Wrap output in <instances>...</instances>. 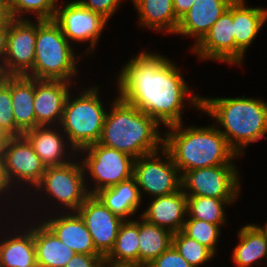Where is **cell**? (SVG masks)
<instances>
[{
	"label": "cell",
	"mask_w": 267,
	"mask_h": 267,
	"mask_svg": "<svg viewBox=\"0 0 267 267\" xmlns=\"http://www.w3.org/2000/svg\"><path fill=\"white\" fill-rule=\"evenodd\" d=\"M58 0H11L12 19H23L25 13H36L37 20H53Z\"/></svg>",
	"instance_id": "33"
},
{
	"label": "cell",
	"mask_w": 267,
	"mask_h": 267,
	"mask_svg": "<svg viewBox=\"0 0 267 267\" xmlns=\"http://www.w3.org/2000/svg\"><path fill=\"white\" fill-rule=\"evenodd\" d=\"M42 221L66 246L75 253L87 255H101L95 248L92 236L88 231L83 218L77 211L64 213Z\"/></svg>",
	"instance_id": "19"
},
{
	"label": "cell",
	"mask_w": 267,
	"mask_h": 267,
	"mask_svg": "<svg viewBox=\"0 0 267 267\" xmlns=\"http://www.w3.org/2000/svg\"><path fill=\"white\" fill-rule=\"evenodd\" d=\"M122 0H78L83 7L100 14L107 21L116 12Z\"/></svg>",
	"instance_id": "36"
},
{
	"label": "cell",
	"mask_w": 267,
	"mask_h": 267,
	"mask_svg": "<svg viewBox=\"0 0 267 267\" xmlns=\"http://www.w3.org/2000/svg\"><path fill=\"white\" fill-rule=\"evenodd\" d=\"M239 243L233 250V261L237 267H251L260 259L267 258V239L256 224H246L238 231ZM267 262V259H266Z\"/></svg>",
	"instance_id": "27"
},
{
	"label": "cell",
	"mask_w": 267,
	"mask_h": 267,
	"mask_svg": "<svg viewBox=\"0 0 267 267\" xmlns=\"http://www.w3.org/2000/svg\"><path fill=\"white\" fill-rule=\"evenodd\" d=\"M2 161L4 178L9 188L18 182L36 187L46 170V166L24 135L7 138L3 145Z\"/></svg>",
	"instance_id": "11"
},
{
	"label": "cell",
	"mask_w": 267,
	"mask_h": 267,
	"mask_svg": "<svg viewBox=\"0 0 267 267\" xmlns=\"http://www.w3.org/2000/svg\"><path fill=\"white\" fill-rule=\"evenodd\" d=\"M68 162L59 166L46 167L45 173L36 190L46 191L47 195L65 205L70 212L77 211L90 196L82 163ZM44 189V190H43Z\"/></svg>",
	"instance_id": "8"
},
{
	"label": "cell",
	"mask_w": 267,
	"mask_h": 267,
	"mask_svg": "<svg viewBox=\"0 0 267 267\" xmlns=\"http://www.w3.org/2000/svg\"><path fill=\"white\" fill-rule=\"evenodd\" d=\"M259 228L264 232L266 239H267V221L265 223V226H259Z\"/></svg>",
	"instance_id": "45"
},
{
	"label": "cell",
	"mask_w": 267,
	"mask_h": 267,
	"mask_svg": "<svg viewBox=\"0 0 267 267\" xmlns=\"http://www.w3.org/2000/svg\"><path fill=\"white\" fill-rule=\"evenodd\" d=\"M6 30H0V74L3 76V66L5 59Z\"/></svg>",
	"instance_id": "39"
},
{
	"label": "cell",
	"mask_w": 267,
	"mask_h": 267,
	"mask_svg": "<svg viewBox=\"0 0 267 267\" xmlns=\"http://www.w3.org/2000/svg\"><path fill=\"white\" fill-rule=\"evenodd\" d=\"M187 215V196L180 188L174 193L154 197L141 218L174 234L182 230Z\"/></svg>",
	"instance_id": "17"
},
{
	"label": "cell",
	"mask_w": 267,
	"mask_h": 267,
	"mask_svg": "<svg viewBox=\"0 0 267 267\" xmlns=\"http://www.w3.org/2000/svg\"><path fill=\"white\" fill-rule=\"evenodd\" d=\"M87 156L82 161L83 168L88 170L95 181V188L89 189V194L94 195L99 190L113 187L133 176L134 160L129 154L100 144L89 145L80 150Z\"/></svg>",
	"instance_id": "7"
},
{
	"label": "cell",
	"mask_w": 267,
	"mask_h": 267,
	"mask_svg": "<svg viewBox=\"0 0 267 267\" xmlns=\"http://www.w3.org/2000/svg\"><path fill=\"white\" fill-rule=\"evenodd\" d=\"M159 125L155 119L117 97L106 114L99 143L136 159L164 147L161 136L164 134L158 131Z\"/></svg>",
	"instance_id": "3"
},
{
	"label": "cell",
	"mask_w": 267,
	"mask_h": 267,
	"mask_svg": "<svg viewBox=\"0 0 267 267\" xmlns=\"http://www.w3.org/2000/svg\"><path fill=\"white\" fill-rule=\"evenodd\" d=\"M105 260L119 266H139V220H124Z\"/></svg>",
	"instance_id": "28"
},
{
	"label": "cell",
	"mask_w": 267,
	"mask_h": 267,
	"mask_svg": "<svg viewBox=\"0 0 267 267\" xmlns=\"http://www.w3.org/2000/svg\"><path fill=\"white\" fill-rule=\"evenodd\" d=\"M174 12L178 19L182 18L192 7L196 0H172Z\"/></svg>",
	"instance_id": "38"
},
{
	"label": "cell",
	"mask_w": 267,
	"mask_h": 267,
	"mask_svg": "<svg viewBox=\"0 0 267 267\" xmlns=\"http://www.w3.org/2000/svg\"><path fill=\"white\" fill-rule=\"evenodd\" d=\"M6 141L7 139H0V161H2L3 145L5 144Z\"/></svg>",
	"instance_id": "44"
},
{
	"label": "cell",
	"mask_w": 267,
	"mask_h": 267,
	"mask_svg": "<svg viewBox=\"0 0 267 267\" xmlns=\"http://www.w3.org/2000/svg\"><path fill=\"white\" fill-rule=\"evenodd\" d=\"M201 111L225 129L219 131L238 155L267 134V102L261 99L201 97Z\"/></svg>",
	"instance_id": "4"
},
{
	"label": "cell",
	"mask_w": 267,
	"mask_h": 267,
	"mask_svg": "<svg viewBox=\"0 0 267 267\" xmlns=\"http://www.w3.org/2000/svg\"><path fill=\"white\" fill-rule=\"evenodd\" d=\"M8 136L0 128V139H7Z\"/></svg>",
	"instance_id": "46"
},
{
	"label": "cell",
	"mask_w": 267,
	"mask_h": 267,
	"mask_svg": "<svg viewBox=\"0 0 267 267\" xmlns=\"http://www.w3.org/2000/svg\"><path fill=\"white\" fill-rule=\"evenodd\" d=\"M187 217L188 219H185L186 221L181 231L186 236L209 248L215 254L218 237L221 233L220 227L207 221L192 219L188 215Z\"/></svg>",
	"instance_id": "32"
},
{
	"label": "cell",
	"mask_w": 267,
	"mask_h": 267,
	"mask_svg": "<svg viewBox=\"0 0 267 267\" xmlns=\"http://www.w3.org/2000/svg\"><path fill=\"white\" fill-rule=\"evenodd\" d=\"M116 267H143V266H119V265H116Z\"/></svg>",
	"instance_id": "47"
},
{
	"label": "cell",
	"mask_w": 267,
	"mask_h": 267,
	"mask_svg": "<svg viewBox=\"0 0 267 267\" xmlns=\"http://www.w3.org/2000/svg\"><path fill=\"white\" fill-rule=\"evenodd\" d=\"M38 267H65L76 254L43 223L34 226Z\"/></svg>",
	"instance_id": "25"
},
{
	"label": "cell",
	"mask_w": 267,
	"mask_h": 267,
	"mask_svg": "<svg viewBox=\"0 0 267 267\" xmlns=\"http://www.w3.org/2000/svg\"><path fill=\"white\" fill-rule=\"evenodd\" d=\"M35 79L25 75L12 76V109L15 119V136L36 127L34 109Z\"/></svg>",
	"instance_id": "21"
},
{
	"label": "cell",
	"mask_w": 267,
	"mask_h": 267,
	"mask_svg": "<svg viewBox=\"0 0 267 267\" xmlns=\"http://www.w3.org/2000/svg\"><path fill=\"white\" fill-rule=\"evenodd\" d=\"M173 245L192 267L201 266L215 255L209 248L186 236L182 231L173 234Z\"/></svg>",
	"instance_id": "31"
},
{
	"label": "cell",
	"mask_w": 267,
	"mask_h": 267,
	"mask_svg": "<svg viewBox=\"0 0 267 267\" xmlns=\"http://www.w3.org/2000/svg\"><path fill=\"white\" fill-rule=\"evenodd\" d=\"M98 96L95 86L85 89L75 99L70 94L67 97L59 128L66 132L72 153L100 141L107 112Z\"/></svg>",
	"instance_id": "6"
},
{
	"label": "cell",
	"mask_w": 267,
	"mask_h": 267,
	"mask_svg": "<svg viewBox=\"0 0 267 267\" xmlns=\"http://www.w3.org/2000/svg\"><path fill=\"white\" fill-rule=\"evenodd\" d=\"M267 20V9L247 7L244 0L233 1V23L236 43V65H241L246 49Z\"/></svg>",
	"instance_id": "20"
},
{
	"label": "cell",
	"mask_w": 267,
	"mask_h": 267,
	"mask_svg": "<svg viewBox=\"0 0 267 267\" xmlns=\"http://www.w3.org/2000/svg\"><path fill=\"white\" fill-rule=\"evenodd\" d=\"M11 19L10 12L0 6V30H7V25Z\"/></svg>",
	"instance_id": "40"
},
{
	"label": "cell",
	"mask_w": 267,
	"mask_h": 267,
	"mask_svg": "<svg viewBox=\"0 0 267 267\" xmlns=\"http://www.w3.org/2000/svg\"><path fill=\"white\" fill-rule=\"evenodd\" d=\"M9 186L4 178V174H3V161H0V196L2 194H4V192L6 193V191L8 190L9 192Z\"/></svg>",
	"instance_id": "41"
},
{
	"label": "cell",
	"mask_w": 267,
	"mask_h": 267,
	"mask_svg": "<svg viewBox=\"0 0 267 267\" xmlns=\"http://www.w3.org/2000/svg\"><path fill=\"white\" fill-rule=\"evenodd\" d=\"M70 82L35 79L34 109L37 126H59L67 100Z\"/></svg>",
	"instance_id": "16"
},
{
	"label": "cell",
	"mask_w": 267,
	"mask_h": 267,
	"mask_svg": "<svg viewBox=\"0 0 267 267\" xmlns=\"http://www.w3.org/2000/svg\"><path fill=\"white\" fill-rule=\"evenodd\" d=\"M0 128L8 136H15L12 109V76L0 77Z\"/></svg>",
	"instance_id": "34"
},
{
	"label": "cell",
	"mask_w": 267,
	"mask_h": 267,
	"mask_svg": "<svg viewBox=\"0 0 267 267\" xmlns=\"http://www.w3.org/2000/svg\"><path fill=\"white\" fill-rule=\"evenodd\" d=\"M235 199H218L214 197L187 196L188 216L192 219L203 220L219 227L225 224L224 208L233 204Z\"/></svg>",
	"instance_id": "30"
},
{
	"label": "cell",
	"mask_w": 267,
	"mask_h": 267,
	"mask_svg": "<svg viewBox=\"0 0 267 267\" xmlns=\"http://www.w3.org/2000/svg\"><path fill=\"white\" fill-rule=\"evenodd\" d=\"M53 127L37 126L23 134L32 144L36 154L46 167L59 166L70 162L65 156L67 153L65 150L69 151V148H66L69 142L64 141L65 138L61 136L62 133L57 131L58 127L57 129Z\"/></svg>",
	"instance_id": "22"
},
{
	"label": "cell",
	"mask_w": 267,
	"mask_h": 267,
	"mask_svg": "<svg viewBox=\"0 0 267 267\" xmlns=\"http://www.w3.org/2000/svg\"><path fill=\"white\" fill-rule=\"evenodd\" d=\"M105 258L102 255L76 253L65 267H98Z\"/></svg>",
	"instance_id": "37"
},
{
	"label": "cell",
	"mask_w": 267,
	"mask_h": 267,
	"mask_svg": "<svg viewBox=\"0 0 267 267\" xmlns=\"http://www.w3.org/2000/svg\"><path fill=\"white\" fill-rule=\"evenodd\" d=\"M11 0H0V6L6 8L10 12Z\"/></svg>",
	"instance_id": "42"
},
{
	"label": "cell",
	"mask_w": 267,
	"mask_h": 267,
	"mask_svg": "<svg viewBox=\"0 0 267 267\" xmlns=\"http://www.w3.org/2000/svg\"><path fill=\"white\" fill-rule=\"evenodd\" d=\"M177 65L157 53L140 52L117 78L119 96L166 127L182 123L185 97L201 110V97L191 95ZM189 94V95H188Z\"/></svg>",
	"instance_id": "1"
},
{
	"label": "cell",
	"mask_w": 267,
	"mask_h": 267,
	"mask_svg": "<svg viewBox=\"0 0 267 267\" xmlns=\"http://www.w3.org/2000/svg\"><path fill=\"white\" fill-rule=\"evenodd\" d=\"M94 195L111 212L124 220L139 210L142 198L133 176L113 187L99 190Z\"/></svg>",
	"instance_id": "24"
},
{
	"label": "cell",
	"mask_w": 267,
	"mask_h": 267,
	"mask_svg": "<svg viewBox=\"0 0 267 267\" xmlns=\"http://www.w3.org/2000/svg\"><path fill=\"white\" fill-rule=\"evenodd\" d=\"M141 220L139 221V266L146 267L173 244V233L150 224L143 218Z\"/></svg>",
	"instance_id": "29"
},
{
	"label": "cell",
	"mask_w": 267,
	"mask_h": 267,
	"mask_svg": "<svg viewBox=\"0 0 267 267\" xmlns=\"http://www.w3.org/2000/svg\"><path fill=\"white\" fill-rule=\"evenodd\" d=\"M53 21L60 27L70 43L71 41H90L88 51H94L107 24V20L100 14L83 7L77 1L67 2L62 9L58 6Z\"/></svg>",
	"instance_id": "13"
},
{
	"label": "cell",
	"mask_w": 267,
	"mask_h": 267,
	"mask_svg": "<svg viewBox=\"0 0 267 267\" xmlns=\"http://www.w3.org/2000/svg\"><path fill=\"white\" fill-rule=\"evenodd\" d=\"M0 241V267H38L34 226ZM24 233V234H23ZM19 234V235H15Z\"/></svg>",
	"instance_id": "23"
},
{
	"label": "cell",
	"mask_w": 267,
	"mask_h": 267,
	"mask_svg": "<svg viewBox=\"0 0 267 267\" xmlns=\"http://www.w3.org/2000/svg\"><path fill=\"white\" fill-rule=\"evenodd\" d=\"M77 212L83 218L96 250L105 258L114 247L124 219L111 212L95 195H90Z\"/></svg>",
	"instance_id": "14"
},
{
	"label": "cell",
	"mask_w": 267,
	"mask_h": 267,
	"mask_svg": "<svg viewBox=\"0 0 267 267\" xmlns=\"http://www.w3.org/2000/svg\"><path fill=\"white\" fill-rule=\"evenodd\" d=\"M139 16L140 26L155 31L176 33L179 19L174 12L172 0H132Z\"/></svg>",
	"instance_id": "26"
},
{
	"label": "cell",
	"mask_w": 267,
	"mask_h": 267,
	"mask_svg": "<svg viewBox=\"0 0 267 267\" xmlns=\"http://www.w3.org/2000/svg\"><path fill=\"white\" fill-rule=\"evenodd\" d=\"M192 50L204 60L211 59L236 64L233 2Z\"/></svg>",
	"instance_id": "15"
},
{
	"label": "cell",
	"mask_w": 267,
	"mask_h": 267,
	"mask_svg": "<svg viewBox=\"0 0 267 267\" xmlns=\"http://www.w3.org/2000/svg\"><path fill=\"white\" fill-rule=\"evenodd\" d=\"M234 0H196L179 19L175 34L195 37L197 45Z\"/></svg>",
	"instance_id": "18"
},
{
	"label": "cell",
	"mask_w": 267,
	"mask_h": 267,
	"mask_svg": "<svg viewBox=\"0 0 267 267\" xmlns=\"http://www.w3.org/2000/svg\"><path fill=\"white\" fill-rule=\"evenodd\" d=\"M168 127L164 133V148L170 153L180 174L218 165H233L232 159L239 156L229 145L215 124L207 127L182 125ZM170 129V130H169Z\"/></svg>",
	"instance_id": "2"
},
{
	"label": "cell",
	"mask_w": 267,
	"mask_h": 267,
	"mask_svg": "<svg viewBox=\"0 0 267 267\" xmlns=\"http://www.w3.org/2000/svg\"><path fill=\"white\" fill-rule=\"evenodd\" d=\"M162 153L167 161L157 157ZM133 177L142 191L153 197L168 195L181 188V174L175 166L170 153L163 147L160 151L143 155L134 160Z\"/></svg>",
	"instance_id": "9"
},
{
	"label": "cell",
	"mask_w": 267,
	"mask_h": 267,
	"mask_svg": "<svg viewBox=\"0 0 267 267\" xmlns=\"http://www.w3.org/2000/svg\"><path fill=\"white\" fill-rule=\"evenodd\" d=\"M36 52L33 68L25 75L33 79L71 82L77 74L76 60L69 40L53 20H36Z\"/></svg>",
	"instance_id": "5"
},
{
	"label": "cell",
	"mask_w": 267,
	"mask_h": 267,
	"mask_svg": "<svg viewBox=\"0 0 267 267\" xmlns=\"http://www.w3.org/2000/svg\"><path fill=\"white\" fill-rule=\"evenodd\" d=\"M238 174L235 164L193 169L181 175V189L186 196L236 199L240 189Z\"/></svg>",
	"instance_id": "10"
},
{
	"label": "cell",
	"mask_w": 267,
	"mask_h": 267,
	"mask_svg": "<svg viewBox=\"0 0 267 267\" xmlns=\"http://www.w3.org/2000/svg\"><path fill=\"white\" fill-rule=\"evenodd\" d=\"M37 22L11 19L6 30L3 76L26 75L34 65Z\"/></svg>",
	"instance_id": "12"
},
{
	"label": "cell",
	"mask_w": 267,
	"mask_h": 267,
	"mask_svg": "<svg viewBox=\"0 0 267 267\" xmlns=\"http://www.w3.org/2000/svg\"><path fill=\"white\" fill-rule=\"evenodd\" d=\"M146 267H192L172 244Z\"/></svg>",
	"instance_id": "35"
},
{
	"label": "cell",
	"mask_w": 267,
	"mask_h": 267,
	"mask_svg": "<svg viewBox=\"0 0 267 267\" xmlns=\"http://www.w3.org/2000/svg\"><path fill=\"white\" fill-rule=\"evenodd\" d=\"M98 267H116L114 263L108 262L105 259L98 265Z\"/></svg>",
	"instance_id": "43"
}]
</instances>
